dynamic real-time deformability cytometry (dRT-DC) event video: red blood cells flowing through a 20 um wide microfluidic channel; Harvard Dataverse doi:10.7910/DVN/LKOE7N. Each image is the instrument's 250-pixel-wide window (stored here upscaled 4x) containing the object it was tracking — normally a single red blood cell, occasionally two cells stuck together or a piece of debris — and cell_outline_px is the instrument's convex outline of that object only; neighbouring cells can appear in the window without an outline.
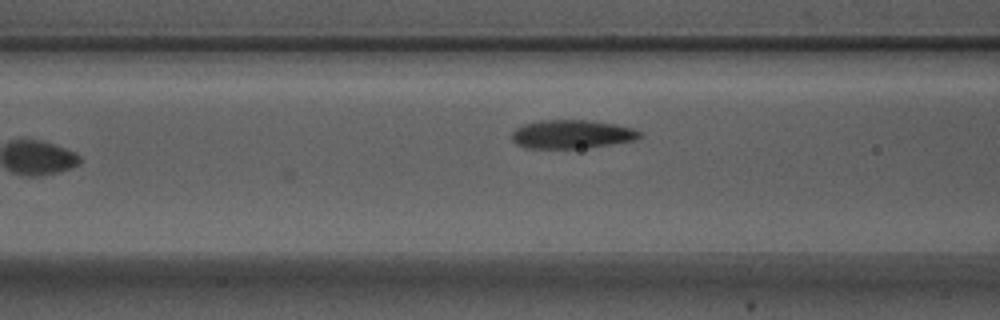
{"species": "Egyptian fruit bat (a non-hibernating species)", "species_latin": "Rousettus aegyptiacus", "temperature_condition": "warm", "stored_images_in_passage": 4, "camera_frame_rate_fps": 3000, "um_per_image_px": 0.085, "animal": {"sex": "male"}, "frame": {"image": 1, "passage_image": 4, "time_ms": 1.0, "image_size_px": [1000, 320], "cell_outline_px": [[640, 136], [632, 140], [608, 144], [580, 148], [524, 148], [516, 144], [512, 140], [512, 132], [516, 128], [524, 124], [540, 120], [592, 120], [616, 124], [632, 128], [640, 132]], "centroid_in_image_um": [48.54, 11.4], "position_along_channel_um": 118.1, "area_um2": 21.1}}